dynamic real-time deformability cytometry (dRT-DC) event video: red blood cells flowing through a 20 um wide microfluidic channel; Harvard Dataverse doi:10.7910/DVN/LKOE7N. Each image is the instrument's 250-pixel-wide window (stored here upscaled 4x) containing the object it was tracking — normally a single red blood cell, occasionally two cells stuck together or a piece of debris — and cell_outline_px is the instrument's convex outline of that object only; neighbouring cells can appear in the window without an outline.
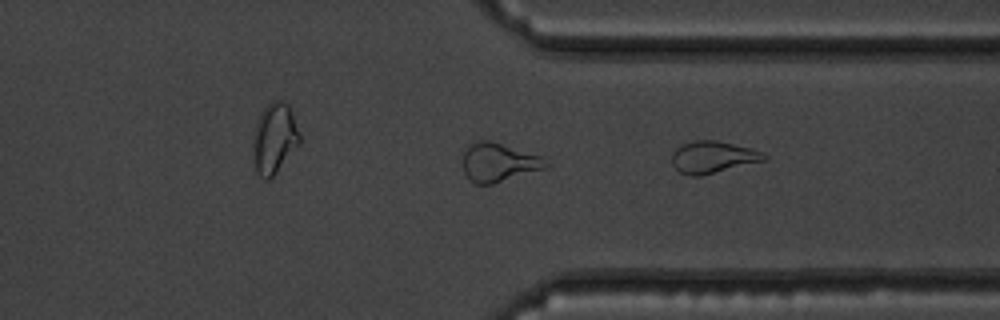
{"species": "common noctule bat (a hibernating species)", "species_latin": "Nyctalus noctula", "temperature_condition": "warm", "stored_images_in_passage": 22, "camera_frame_rate_fps": 3000, "um_per_image_px": 0.085, "animal": {"sex": "male", "body_mass_g": 19.5, "forearm_length_mm": 54.6}, "frame": {"image": 1, "passage_image": 22, "time_ms": 7.0, "image_size_px": [1000, 320], "cell_outline_px": [[768, 160], [700, 176], [688, 176], [680, 172], [672, 164], [672, 152], [680, 144], [692, 140], [716, 140], [748, 148], [760, 152], [768, 156]], "centroid_in_image_um": [60.56, 13.36], "position_along_channel_um": 350.8, "area_um2": 17.22}}